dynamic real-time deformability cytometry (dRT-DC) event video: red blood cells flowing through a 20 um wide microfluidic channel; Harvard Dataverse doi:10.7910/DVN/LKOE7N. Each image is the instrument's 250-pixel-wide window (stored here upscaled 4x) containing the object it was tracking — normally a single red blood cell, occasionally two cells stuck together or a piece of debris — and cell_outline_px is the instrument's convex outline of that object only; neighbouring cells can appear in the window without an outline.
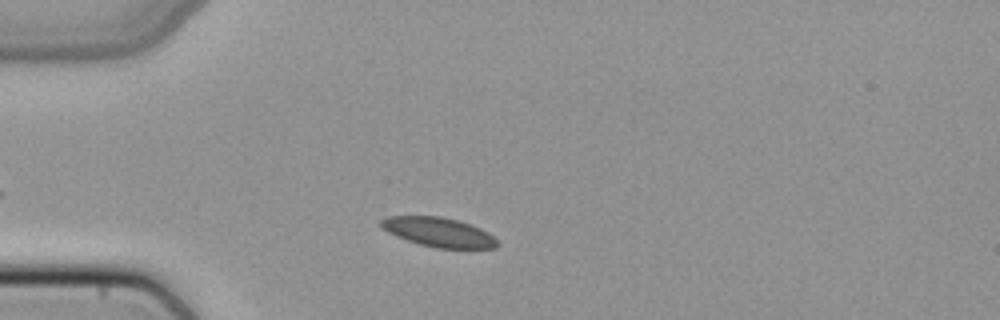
{"species": "common noctule bat (a hibernating species)", "species_latin": "Nyctalus noctula", "temperature_condition": "cold", "stored_images_in_passage": 39, "camera_frame_rate_fps": 3000, "um_per_image_px": 0.085, "animal": {"sex": "female", "body_mass_g": 22.7, "forearm_length_mm": 54.2}, "frame": {"image": 1, "passage_image": 6, "time_ms": 1.667, "image_size_px": [1000, 320], "cell_outline_px": [[500, 244], [496, 248], [436, 248], [420, 244], [396, 236], [380, 228], [380, 220], [388, 216], [440, 216], [456, 220], [480, 228], [488, 232]], "centroid_in_image_um": [37.26, 19.73], "position_along_channel_um": 47.7, "area_um2": 19.77}}
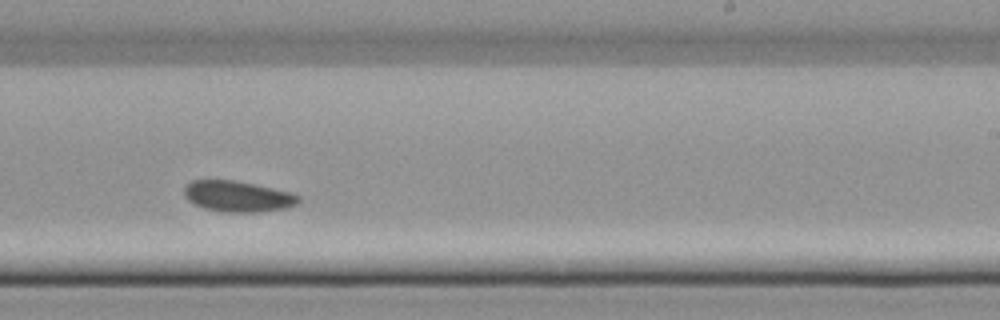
{"frame": {"image": 2, "passage_image": 24, "time_ms": 7.667, "image_size_px": [1000, 320], "cell_outline_px": [[300, 200], [296, 204], [288, 208], [256, 212], [224, 212], [204, 208], [188, 200], [184, 196], [184, 184], [192, 180], [236, 180], [256, 184], [288, 192], [300, 196]], "centroid_in_image_um": [20.18, 16.68], "position_along_channel_um": 268.8, "area_um2": 20.63}}
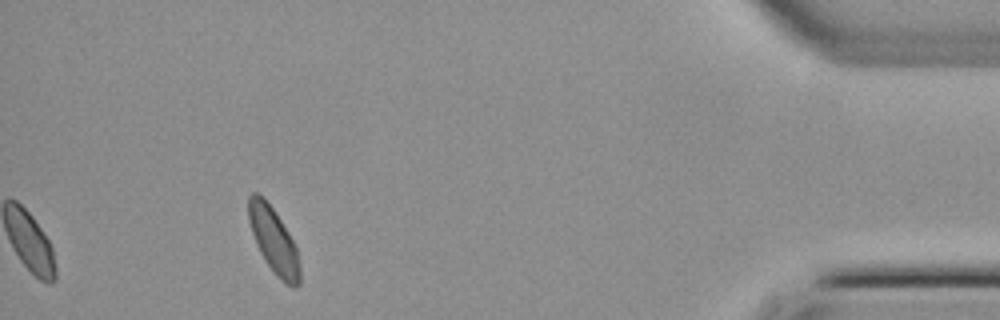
{"frame": {"image": 3, "passage_image": 39, "time_ms": 12.667, "image_size_px": [1000, 320], "cell_outline_px": [[300, 284], [296, 288], [292, 288], [284, 284], [264, 260], [256, 244], [248, 220], [248, 196], [252, 192], [256, 192], [264, 196], [288, 232], [296, 248], [300, 264]], "centroid_in_image_um": [23.26, 20.46], "position_along_channel_um": 411.9, "area_um2": 19.65}}